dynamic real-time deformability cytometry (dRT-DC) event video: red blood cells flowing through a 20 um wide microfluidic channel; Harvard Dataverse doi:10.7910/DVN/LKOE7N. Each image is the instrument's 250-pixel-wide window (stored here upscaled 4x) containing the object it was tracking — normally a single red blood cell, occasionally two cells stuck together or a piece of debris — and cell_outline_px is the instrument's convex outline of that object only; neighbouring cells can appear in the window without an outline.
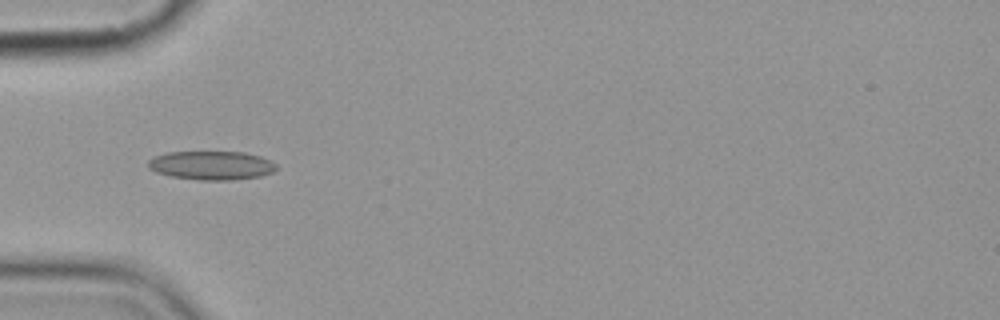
{"species": "common noctule bat (a hibernating species)", "species_latin": "Nyctalus noctula", "temperature_condition": "cold", "stored_images_in_passage": 7, "camera_frame_rate_fps": 3000, "um_per_image_px": 0.085, "animal": {"sex": "female", "body_mass_g": 19.9}, "frame": {"image": 1, "passage_image": 5, "time_ms": 4.667, "image_size_px": [1000, 320], "cell_outline_px": [[276, 168], [272, 172], [260, 176], [232, 180], [200, 180], [172, 176], [156, 172], [148, 168], [148, 160], [152, 156], [168, 152], [244, 152], [260, 156], [276, 164]], "centroid_in_image_um": [17.94, 14.05], "position_along_channel_um": 67.1, "area_um2": 21.44}}
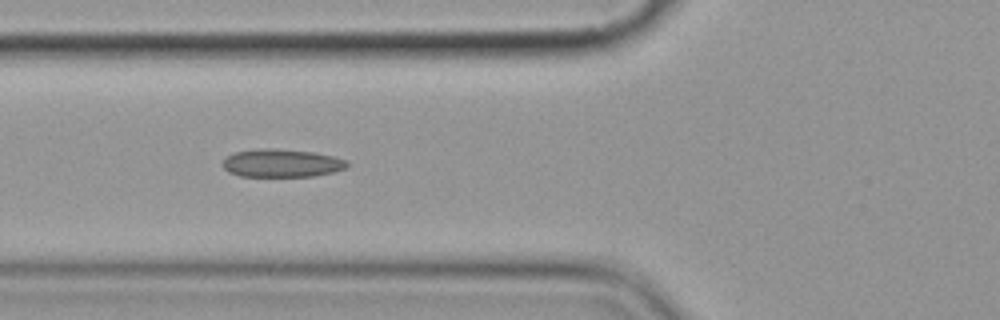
{"frame": {"image": 2, "passage_image": 6, "time_ms": 5.667, "image_size_px": [1000, 320], "cell_outline_px": [[348, 168], [332, 172], [312, 176], [240, 176], [228, 172], [220, 164], [228, 156], [236, 152], [260, 148], [272, 148], [312, 152], [332, 156], [348, 160]], "centroid_in_image_um": [23.94, 13.87], "position_along_channel_um": 101.9, "area_um2": 20.29}}
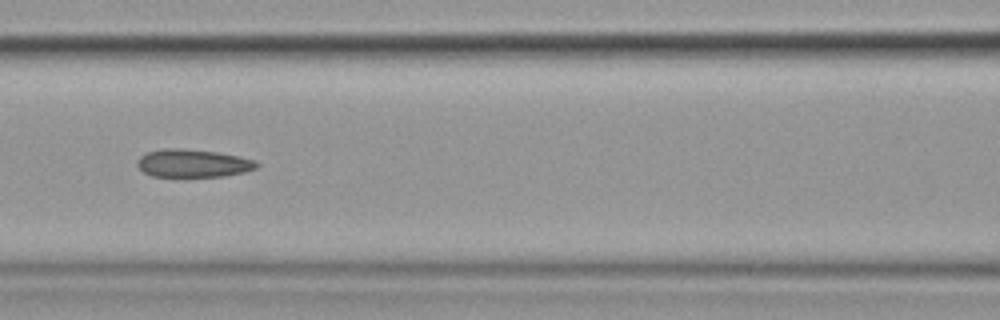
{"frame": {"image": 3, "passage_image": 7, "time_ms": 7.0, "image_size_px": [1000, 320], "cell_outline_px": [[260, 164], [256, 168], [244, 172], [224, 176], [152, 176], [144, 172], [136, 164], [136, 160], [140, 156], [148, 152], [164, 148], [184, 148], [216, 152], [240, 156], [256, 160]], "centroid_in_image_um": [16.41, 13.87], "position_along_channel_um": 150.2, "area_um2": 19.48}}